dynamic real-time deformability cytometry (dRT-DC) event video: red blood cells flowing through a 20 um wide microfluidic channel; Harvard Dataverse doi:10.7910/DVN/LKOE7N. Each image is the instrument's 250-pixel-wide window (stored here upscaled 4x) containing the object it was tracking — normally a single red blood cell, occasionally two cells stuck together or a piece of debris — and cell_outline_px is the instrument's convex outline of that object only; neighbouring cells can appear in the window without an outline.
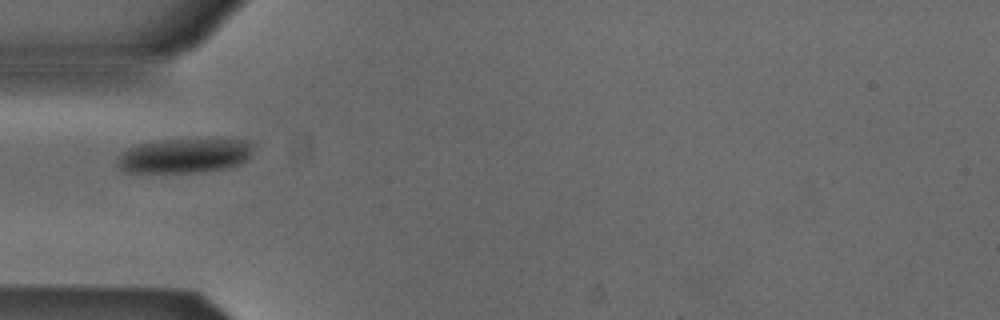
{"species": "Egyptian fruit bat (a non-hibernating species)", "species_latin": "Rousettus aegyptiacus", "temperature_condition": "cold", "stored_images_in_passage": 37, "camera_frame_rate_fps": 3000, "um_per_image_px": 0.085, "animal": {"sex": "male"}, "frame": {"image": 1, "passage_image": 1, "time_ms": 0.0, "image_size_px": [1000, 320], "cell_outline_px": [[252, 156], [240, 164], [224, 168], [204, 172], [128, 172], [120, 168], [116, 164], [116, 156], [128, 148], [136, 144], [160, 140], [252, 140]], "centroid_in_image_um": [15.66, 13.24], "position_along_channel_um": 69.3, "area_um2": 27.4}}
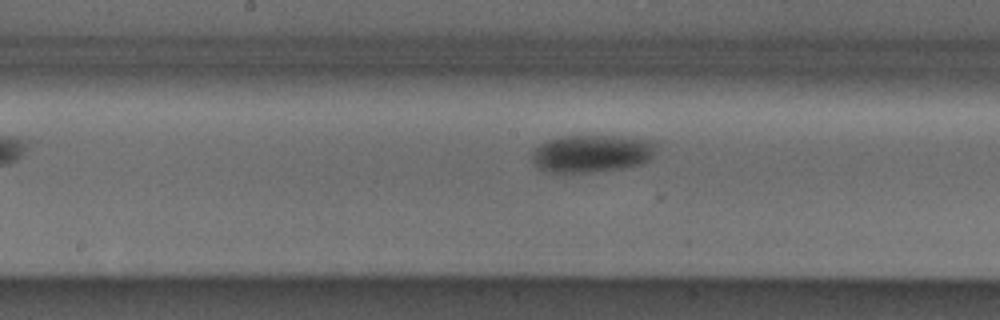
{"frame": {"image": 2, "passage_image": 11, "time_ms": 3.333, "image_size_px": [1000, 320], "cell_outline_px": [[660, 140], [652, 156], [644, 164], [628, 168], [592, 172], [552, 172], [536, 168], [532, 160], [532, 152], [540, 144], [548, 140], [560, 136], [628, 136]], "centroid_in_image_um": [50.39, 13.04], "position_along_channel_um": 197.8, "area_um2": 27.86}}
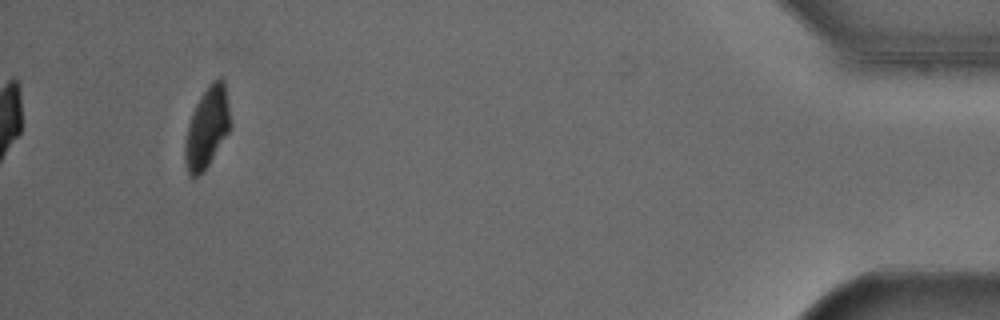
{"frame": {"image": 3, "passage_image": 34, "time_ms": 11.0, "image_size_px": [1000, 320], "cell_outline_px": [[232, 124], [228, 132], [208, 164], [200, 176], [188, 176], [184, 160], [184, 140], [188, 124], [192, 112], [200, 96], [208, 84], [212, 80], [220, 76], [224, 80]], "centroid_in_image_um": [17.58, 10.82], "position_along_channel_um": 417.6, "area_um2": 21.56}, "authors_computed_cell_mechanics": {"area_um2": 26.5302, "velocity_mm_per_s": 3.8565, "shape_relaxation_time_tau1_ms": 2.1557, "shape_relaxation_time_tau2_ms": null, "deformation_change_tau1": 0.0825, "deformation_change_tau2": null}}